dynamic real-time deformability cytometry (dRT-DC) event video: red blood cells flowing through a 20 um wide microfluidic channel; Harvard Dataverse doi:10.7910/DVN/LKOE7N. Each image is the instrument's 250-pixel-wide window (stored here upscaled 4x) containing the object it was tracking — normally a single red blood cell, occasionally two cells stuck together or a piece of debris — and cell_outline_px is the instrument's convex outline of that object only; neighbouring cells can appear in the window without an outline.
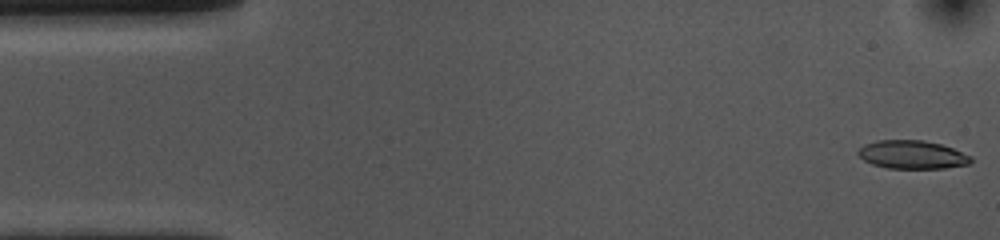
{"species": "common noctule bat (a hibernating species)", "species_latin": "Nyctalus noctula", "temperature_condition": "cold", "stored_images_in_passage": 53, "camera_frame_rate_fps": 3000, "um_per_image_px": 0.085, "animal": {"sex": "female", "body_mass_g": 10.0, "forearm_length_mm": 53.1}, "frame": {"image": 1, "passage_image": 1, "time_ms": 0.0, "image_size_px": [1000, 240], "cell_outline_px": [[972, 160], [968, 164], [944, 168], [888, 168], [872, 164], [864, 160], [856, 152], [864, 144], [876, 140], [924, 140], [940, 144], [952, 148], [972, 156]], "centroid_in_image_um": [77.52, 13.14], "position_along_channel_um": 7.5, "area_um2": 18.55}}
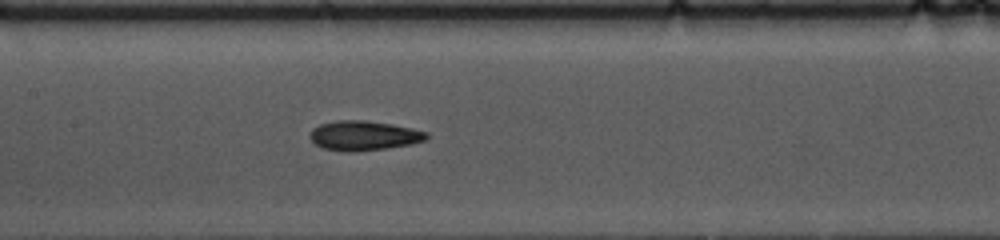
{"frame": {"image": 2, "passage_image": 24, "time_ms": 7.667, "image_size_px": [1000, 240], "cell_outline_px": [[428, 136], [424, 140], [412, 144], [388, 148], [356, 152], [348, 152], [324, 148], [316, 144], [308, 136], [312, 128], [320, 124], [336, 120], [364, 120], [392, 124], [412, 128], [428, 132]], "centroid_in_image_um": [30.92, 11.52], "position_along_channel_um": 176.5, "area_um2": 20.23}}
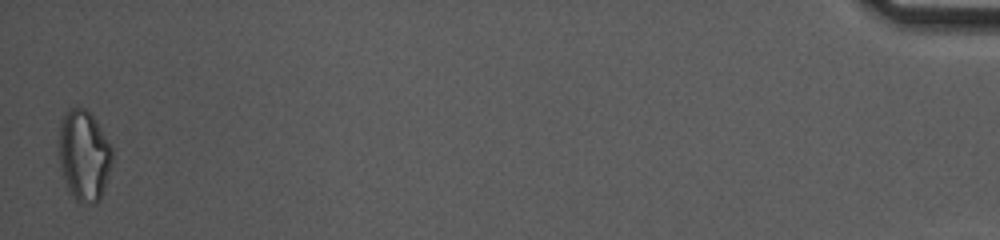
{"frame": {"image": 3, "passage_image": 53, "time_ms": 17.333, "image_size_px": [1000, 240], "cell_outline_px": [[112, 164], [100, 200], [96, 204], [80, 204], [68, 192], [60, 168], [60, 120], [64, 112], [68, 108], [84, 108], [92, 116], [112, 148]], "centroid_in_image_um": [7.13, 13.27], "position_along_channel_um": 428.1, "area_um2": 28.21}, "authors_computed_cell_mechanics": {"area_um2": 19.7098, "velocity_mm_per_s": 3.6387, "shape_relaxation_time_tau1_ms": 7.9008, "shape_relaxation_time_tau2_ms": 4.0825, "deformation_change_tau1": 0.1958, "deformation_change_tau2": 0.1318}}